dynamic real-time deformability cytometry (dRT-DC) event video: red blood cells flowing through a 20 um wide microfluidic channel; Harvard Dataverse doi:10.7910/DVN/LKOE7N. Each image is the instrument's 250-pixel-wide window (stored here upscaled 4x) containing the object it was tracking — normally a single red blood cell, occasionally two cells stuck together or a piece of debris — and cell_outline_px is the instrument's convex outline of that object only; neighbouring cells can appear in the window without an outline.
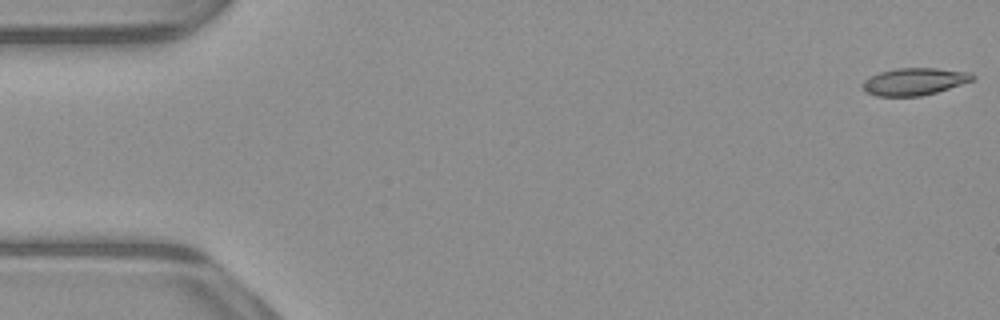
{"species": "common noctule bat (a hibernating species)", "species_latin": "Nyctalus noctula", "temperature_condition": "warm", "stored_images_in_passage": 53, "camera_frame_rate_fps": 3000, "um_per_image_px": 0.085, "animal": {"sex": "male", "body_mass_g": 23.1, "forearm_length_mm": 52.7}, "frame": {"image": 1, "passage_image": 1, "time_ms": 0.0, "image_size_px": [1000, 320], "cell_outline_px": [[976, 76], [972, 80], [936, 92], [920, 96], [876, 96], [864, 92], [860, 84], [868, 76], [880, 72], [896, 68], [936, 68], [972, 72]], "centroid_in_image_um": [77.66, 6.92], "position_along_channel_um": 7.3, "area_um2": 17.57}}
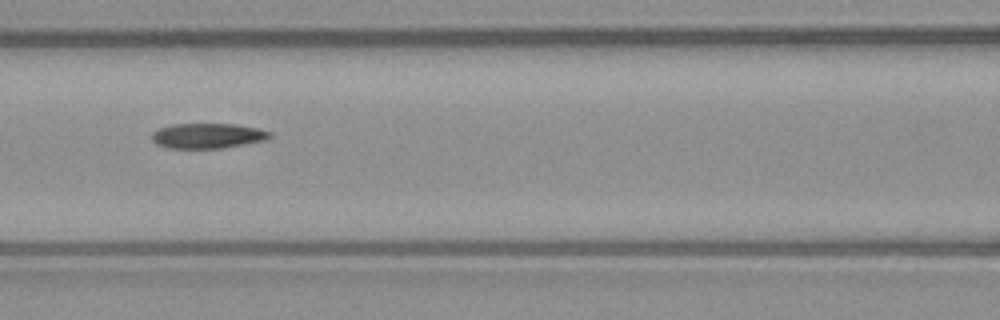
{"frame": {"image": 2, "passage_image": 23, "time_ms": 7.333, "image_size_px": [1000, 320], "cell_outline_px": [[272, 136], [264, 140], [220, 148], [168, 148], [156, 144], [152, 140], [152, 132], [160, 128], [172, 124], [236, 124], [256, 128], [272, 132]], "centroid_in_image_um": [17.62, 11.53], "position_along_channel_um": 149.0, "area_um2": 17.11}}
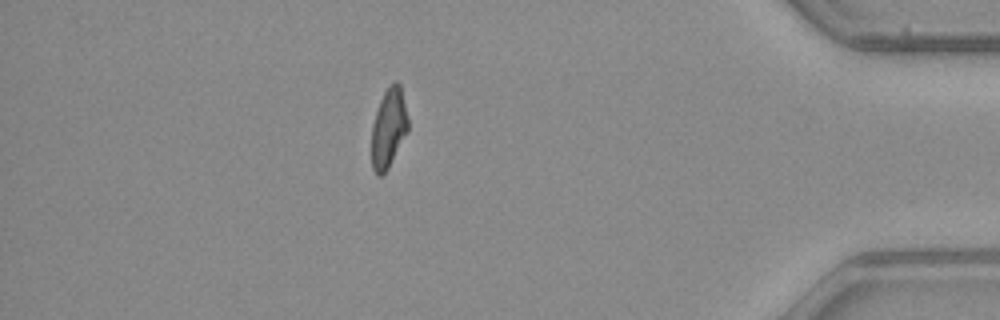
{"frame": {"image": 3, "passage_image": 46, "time_ms": 15.0, "image_size_px": [1000, 320], "cell_outline_px": [[408, 132], [388, 168], [380, 176], [376, 176], [372, 168], [372, 124], [380, 100], [384, 92], [396, 80], [400, 84], [408, 120]], "centroid_in_image_um": [33.03, 10.91], "position_along_channel_um": 402.2, "area_um2": 16.7}, "authors_computed_cell_mechanics": {"area_um2": 17.6868, "velocity_mm_per_s": 3.9309, "shape_relaxation_time_tau1_ms": 7.3256, "shape_relaxation_time_tau2_ms": 2.7282, "deformation_change_tau1": 0.2064, "deformation_change_tau2": 0.0844}}